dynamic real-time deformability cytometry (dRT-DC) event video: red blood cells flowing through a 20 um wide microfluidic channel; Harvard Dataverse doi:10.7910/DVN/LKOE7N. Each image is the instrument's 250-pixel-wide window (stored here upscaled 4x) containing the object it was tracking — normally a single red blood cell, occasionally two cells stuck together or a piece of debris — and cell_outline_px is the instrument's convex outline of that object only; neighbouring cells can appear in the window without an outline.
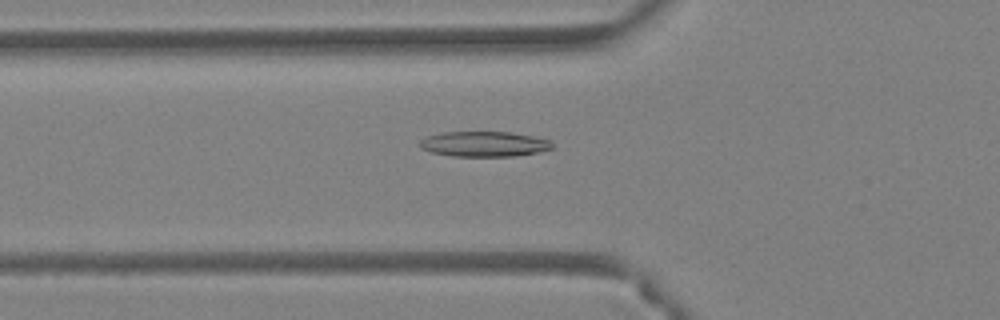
{"species": "Egyptian fruit bat (a non-hibernating species)", "species_latin": "Rousettus aegyptiacus", "temperature_condition": "warm", "stored_images_in_passage": 50, "camera_frame_rate_fps": 3000, "um_per_image_px": 0.085, "animal": {"sex": "female"}, "frame": {"image": 1, "passage_image": 19, "time_ms": 6.0, "image_size_px": [1000, 320], "cell_outline_px": [[552, 148], [540, 152], [512, 156], [452, 156], [432, 152], [420, 148], [420, 140], [428, 136], [440, 132], [508, 132], [532, 136], [552, 140]], "centroid_in_image_um": [41.15, 12.24], "position_along_channel_um": 84.6, "area_um2": 19.42}}
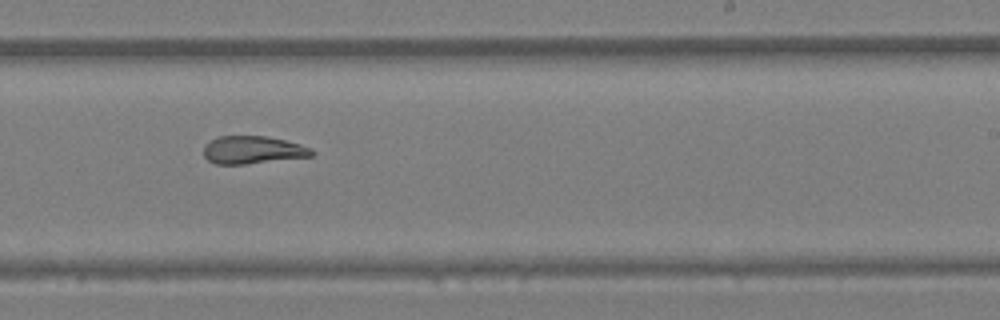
{"frame": {"image": 2, "passage_image": 32, "time_ms": 10.333, "image_size_px": [1000, 320], "cell_outline_px": [[316, 152], [312, 156], [244, 164], [216, 164], [208, 160], [204, 156], [204, 144], [220, 136], [264, 136], [284, 140], [300, 144], [312, 148]], "centroid_in_image_um": [21.49, 12.74], "position_along_channel_um": 267.5, "area_um2": 17.4}}
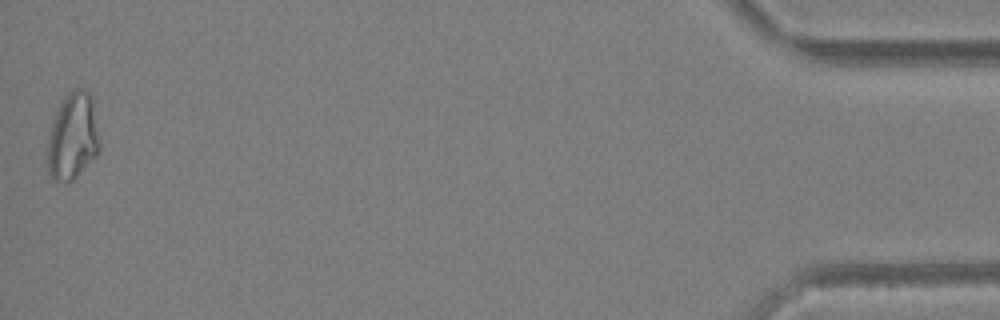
{"frame": {"image": 3, "passage_image": 50, "time_ms": 16.333, "image_size_px": [1000, 320], "cell_outline_px": [[100, 148], [96, 156], [72, 180], [52, 180], [48, 172], [44, 160], [44, 152], [48, 132], [60, 100], [68, 92], [76, 88], [84, 88], [92, 96], [100, 144]], "centroid_in_image_um": [6.12, 11.58], "position_along_channel_um": 429.1, "area_um2": 27.17}, "authors_computed_cell_mechanics": {"area_um2": 20.7213, "velocity_mm_per_s": 4.2168, "shape_relaxation_time_tau1_ms": null, "shape_relaxation_time_tau2_ms": 2.9142, "deformation_change_tau1": null, "deformation_change_tau2": 0.1205}}